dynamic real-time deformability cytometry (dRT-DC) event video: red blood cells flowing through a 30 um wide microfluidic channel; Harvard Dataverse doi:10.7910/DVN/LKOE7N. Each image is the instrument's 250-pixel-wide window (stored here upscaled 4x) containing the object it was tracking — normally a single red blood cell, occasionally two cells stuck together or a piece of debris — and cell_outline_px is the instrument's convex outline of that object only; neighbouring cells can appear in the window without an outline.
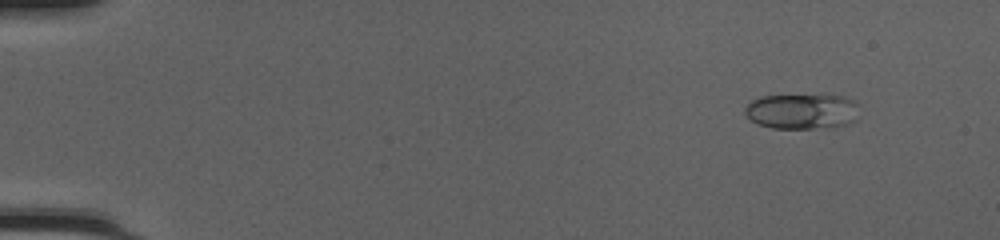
{"species": "common noctule bat (a hibernating species)", "species_latin": "Nyctalus noctula", "temperature_condition": "cold", "stored_images_in_passage": 51, "camera_frame_rate_fps": 3000, "um_per_image_px": 0.085, "animal": {"sex": "female", "body_mass_g": 20.0, "forearm_length_mm": 54.0}, "frame": {"image": 1, "passage_image": 6, "time_ms": 1.667, "image_size_px": [1000, 240], "cell_outline_px": [[860, 104], [856, 120], [852, 124], [832, 128], [772, 128], [756, 124], [744, 112], [744, 108], [752, 100], [760, 96], [820, 92], [824, 92], [844, 96], [856, 100]], "centroid_in_image_um": [68.27, 9.41], "position_along_channel_um": 16.7, "area_um2": 25.14}}
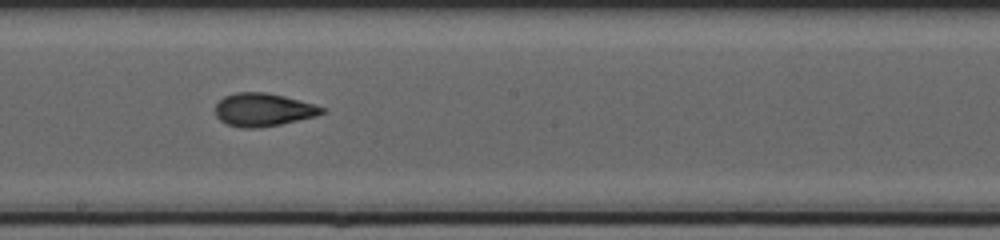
{"frame": {"image": 2, "passage_image": 30, "time_ms": 9.667, "image_size_px": [1000, 240], "cell_outline_px": [[328, 112], [316, 116], [280, 124], [260, 128], [240, 128], [228, 124], [220, 120], [216, 116], [216, 104], [224, 96], [236, 92], [264, 92], [284, 96], [316, 104], [328, 108]], "centroid_in_image_um": [22.42, 9.33], "position_along_channel_um": 225.8, "area_um2": 20.75}}
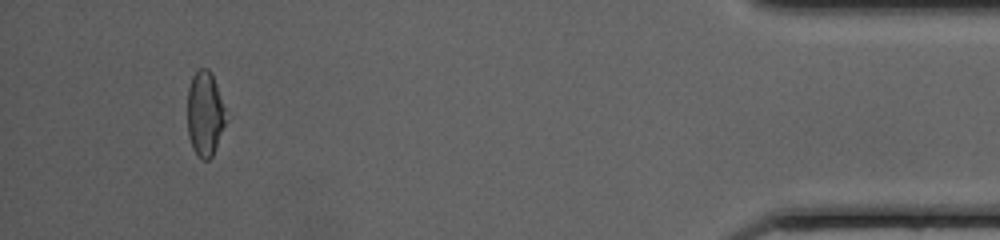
{"frame": {"image": 3, "passage_image": 48, "time_ms": 15.667, "image_size_px": [1000, 240], "cell_outline_px": [[224, 124], [212, 156], [208, 160], [200, 160], [192, 148], [188, 136], [188, 88], [192, 76], [200, 68], [208, 68], [212, 72], [224, 108]], "centroid_in_image_um": [17.38, 9.67], "position_along_channel_um": 417.8, "area_um2": 18.67}, "authors_computed_cell_mechanics": {"area_um2": 20.23, "velocity_mm_per_s": 4.2317, "shape_relaxation_time_tau1_ms": 6.6776, "shape_relaxation_time_tau2_ms": 1.5052, "deformation_change_tau1": 0.2167, "deformation_change_tau2": 0.0752}}